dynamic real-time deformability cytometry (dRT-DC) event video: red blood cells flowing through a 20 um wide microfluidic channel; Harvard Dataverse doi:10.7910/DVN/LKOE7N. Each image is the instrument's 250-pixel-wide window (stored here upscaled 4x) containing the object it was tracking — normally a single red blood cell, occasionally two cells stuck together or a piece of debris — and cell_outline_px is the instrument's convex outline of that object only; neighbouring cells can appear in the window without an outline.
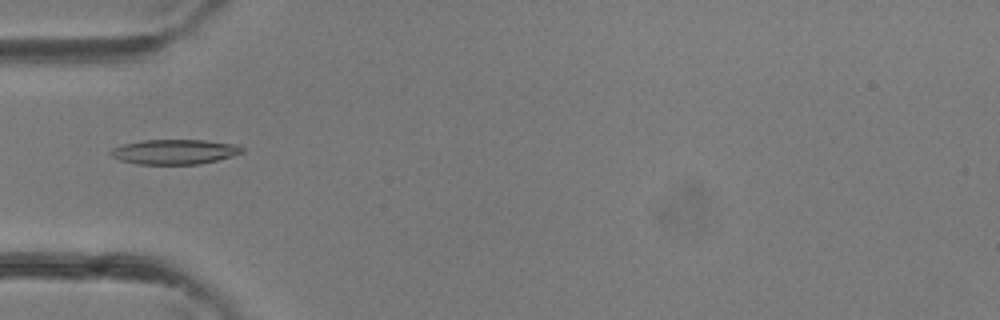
{"species": "common noctule bat (a hibernating species)", "species_latin": "Nyctalus noctula", "temperature_condition": "room temperature", "stored_images_in_passage": 36, "camera_frame_rate_fps": 3000, "um_per_image_px": 0.085, "animal": {"sex": "female"}, "frame": {"image": 1, "passage_image": 12, "time_ms": 3.667, "image_size_px": [1000, 320], "cell_outline_px": [[244, 152], [232, 156], [200, 164], [136, 164], [120, 160], [112, 156], [108, 152], [112, 148], [124, 144], [140, 140], [204, 140], [240, 144], [244, 148]], "centroid_in_image_um": [14.86, 12.89], "position_along_channel_um": 70.1, "area_um2": 19.19}}
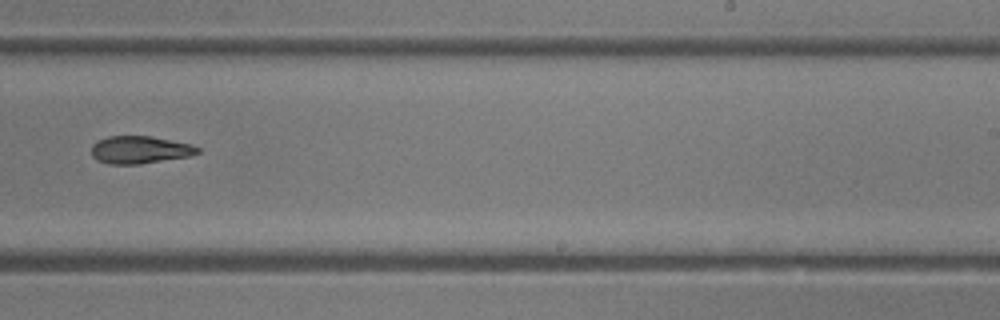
{"frame": {"image": 2, "passage_image": 23, "time_ms": 7.333, "image_size_px": [1000, 320], "cell_outline_px": [[200, 152], [188, 156], [140, 164], [108, 164], [96, 160], [92, 156], [92, 144], [108, 136], [148, 136], [192, 144], [200, 148]], "centroid_in_image_um": [11.87, 12.74], "position_along_channel_um": 277.1, "area_um2": 16.94}}
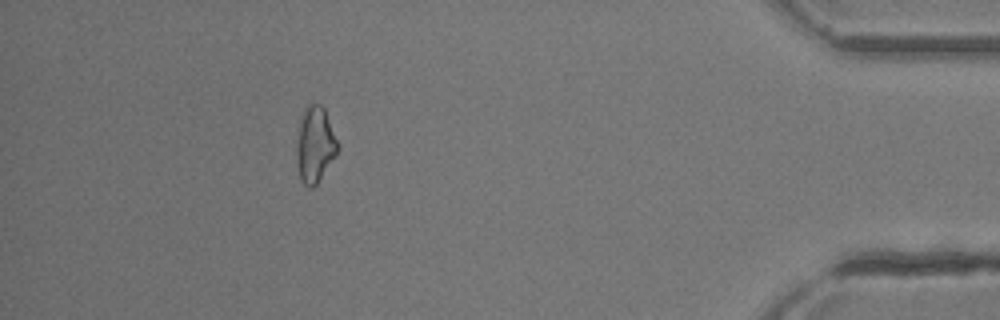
{"frame": {"image": 3, "passage_image": 33, "time_ms": 10.667, "image_size_px": [1000, 320], "cell_outline_px": [[340, 148], [336, 156], [316, 184], [312, 188], [308, 188], [300, 180], [296, 156], [296, 140], [300, 116], [304, 108], [308, 104], [320, 104], [324, 108]], "centroid_in_image_um": [26.75, 12.29], "position_along_channel_um": 408.4, "area_um2": 18.38}}